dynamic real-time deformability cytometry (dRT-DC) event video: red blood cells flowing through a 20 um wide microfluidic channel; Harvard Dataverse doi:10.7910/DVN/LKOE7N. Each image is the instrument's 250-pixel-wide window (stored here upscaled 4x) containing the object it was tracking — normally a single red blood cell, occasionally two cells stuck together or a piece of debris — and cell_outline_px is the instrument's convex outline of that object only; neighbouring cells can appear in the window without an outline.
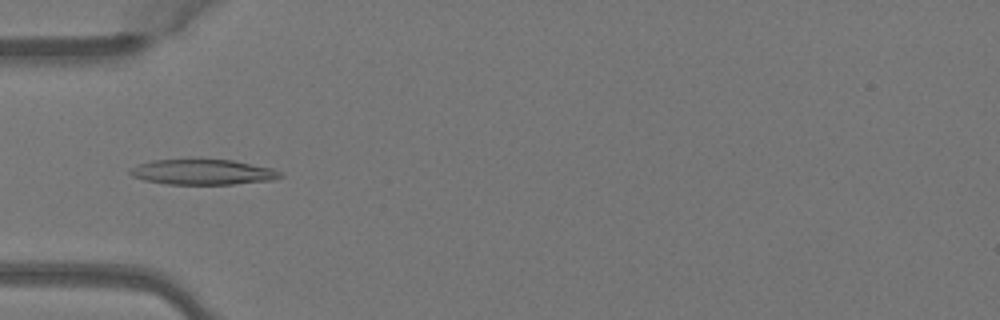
{"species": "Egyptian fruit bat (a non-hibernating species)", "species_latin": "Rousettus aegyptiacus", "temperature_condition": "warm", "stored_images_in_passage": 3, "camera_frame_rate_fps": 3000, "um_per_image_px": 0.085, "animal": {"sex": "female"}, "frame": {"image": 1, "passage_image": 3, "time_ms": 0.667, "image_size_px": [1000, 320], "cell_outline_px": [[284, 176], [272, 180], [232, 184], [168, 184], [144, 180], [132, 176], [128, 172], [128, 168], [152, 160], [232, 160], [272, 168], [280, 172]], "centroid_in_image_um": [17.22, 14.63], "position_along_channel_um": 67.8, "area_um2": 21.96}}